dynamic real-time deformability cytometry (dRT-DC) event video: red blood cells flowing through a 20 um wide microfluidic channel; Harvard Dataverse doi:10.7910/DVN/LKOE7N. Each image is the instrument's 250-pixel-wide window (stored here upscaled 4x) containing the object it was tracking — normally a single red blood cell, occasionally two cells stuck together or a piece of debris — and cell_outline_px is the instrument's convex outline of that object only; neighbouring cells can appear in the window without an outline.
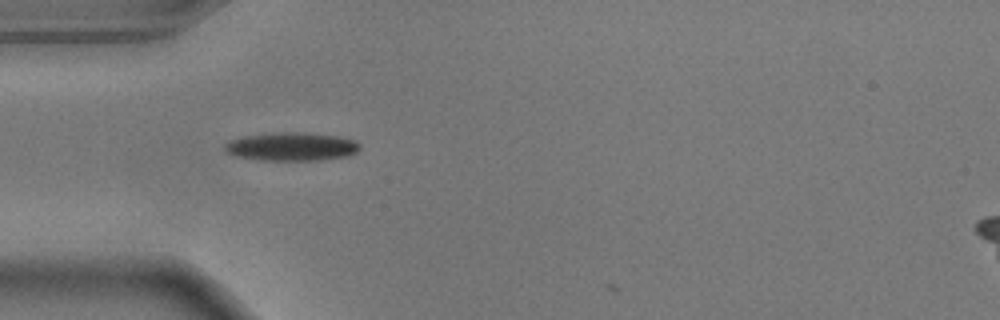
{"species": "common noctule bat (a hibernating species)", "species_latin": "Nyctalus noctula", "temperature_condition": "warm", "stored_images_in_passage": 4, "camera_frame_rate_fps": 3000, "um_per_image_px": 0.085, "animal": {"sex": "male", "body_mass_g": 17.9}, "frame": {"image": 1, "passage_image": 1, "time_ms": 0.0, "image_size_px": [1000, 320], "cell_outline_px": [[360, 148], [356, 152], [348, 156], [320, 160], [260, 160], [236, 156], [228, 152], [224, 148], [224, 144], [228, 140], [244, 136], [276, 132], [304, 132], [336, 136], [356, 140], [360, 144]], "centroid_in_image_um": [24.79, 12.45], "position_along_channel_um": 60.2, "area_um2": 22.43}}